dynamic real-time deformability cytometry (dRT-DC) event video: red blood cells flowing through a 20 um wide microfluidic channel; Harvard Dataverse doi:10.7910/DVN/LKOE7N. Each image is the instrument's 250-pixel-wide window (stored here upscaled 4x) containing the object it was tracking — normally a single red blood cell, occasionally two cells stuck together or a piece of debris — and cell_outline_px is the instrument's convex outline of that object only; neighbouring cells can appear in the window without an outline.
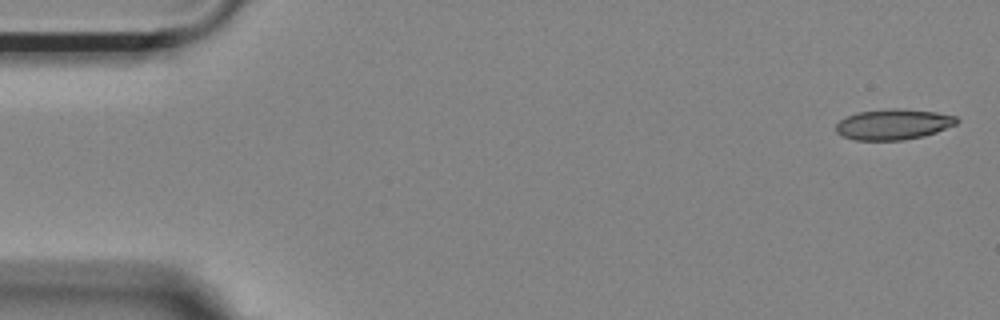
{"species": "Egyptian fruit bat (a non-hibernating species)", "species_latin": "Rousettus aegyptiacus", "temperature_condition": "room temperature", "stored_images_in_passage": 52, "camera_frame_rate_fps": 3000, "um_per_image_px": 0.085, "animal": {"sex": "female"}, "frame": {"image": 1, "passage_image": 1, "time_ms": 0.0, "image_size_px": [1000, 320], "cell_outline_px": [[960, 120], [956, 124], [936, 132], [924, 136], [904, 140], [852, 140], [840, 136], [836, 132], [836, 124], [840, 120], [856, 112], [888, 108], [900, 108], [936, 112], [956, 116]], "centroid_in_image_um": [75.91, 10.57], "position_along_channel_um": 9.1, "area_um2": 21.79}}
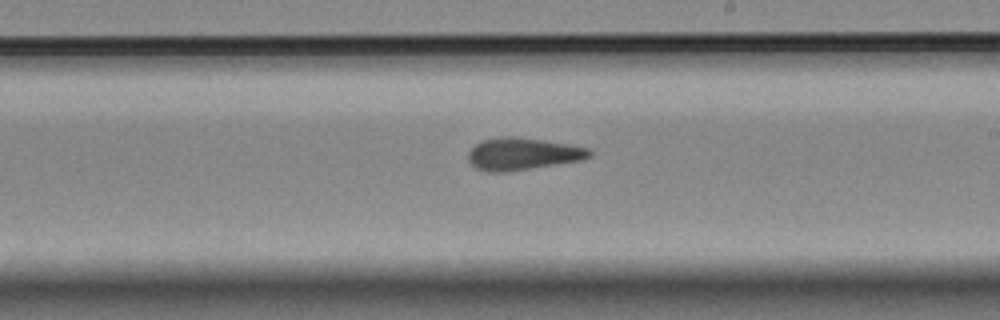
{"frame": {"image": 2, "passage_image": 30, "time_ms": 9.667, "image_size_px": [1000, 320], "cell_outline_px": [[592, 156], [584, 160], [508, 172], [488, 172], [476, 168], [468, 160], [468, 152], [480, 140], [500, 136], [512, 136], [568, 144], [588, 148], [592, 152]], "centroid_in_image_um": [44.42, 13.09], "position_along_channel_um": 244.6, "area_um2": 22.89}}
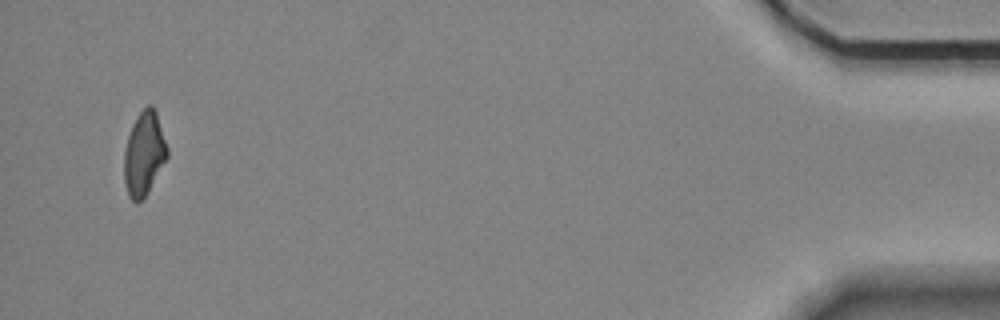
{"frame": {"image": 3, "passage_image": 51, "time_ms": 16.667, "image_size_px": [1000, 320], "cell_outline_px": [[168, 156], [144, 196], [136, 204], [128, 196], [124, 180], [124, 152], [128, 136], [132, 124], [136, 116], [148, 104], [152, 104], [156, 112], [168, 148]], "centroid_in_image_um": [12.23, 13.03], "position_along_channel_um": 423.0, "area_um2": 20.75}}